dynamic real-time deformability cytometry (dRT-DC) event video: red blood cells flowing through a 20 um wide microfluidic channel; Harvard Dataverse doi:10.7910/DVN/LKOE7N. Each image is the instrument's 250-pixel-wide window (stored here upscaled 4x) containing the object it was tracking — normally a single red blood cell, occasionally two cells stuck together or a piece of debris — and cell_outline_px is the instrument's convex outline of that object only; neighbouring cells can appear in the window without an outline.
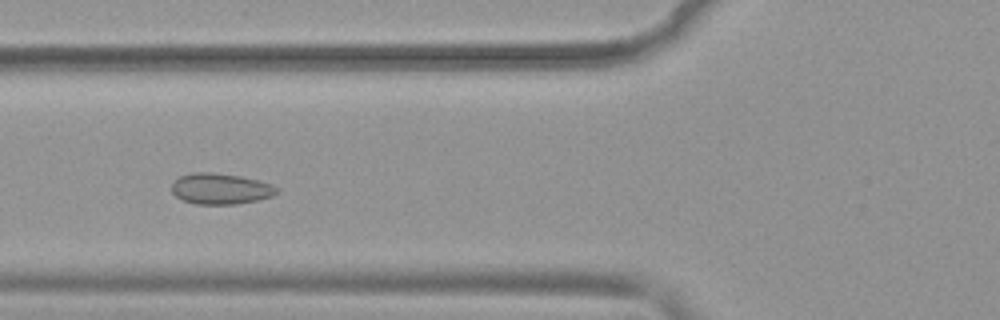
{"species": "common noctule bat (a hibernating species)", "species_latin": "Nyctalus noctula", "temperature_condition": "warm", "stored_images_in_passage": 49, "camera_frame_rate_fps": 3000, "um_per_image_px": 0.085, "animal": {"sex": "female", "body_mass_g": 19.9}, "frame": {"image": 1, "passage_image": 17, "time_ms": 5.333, "image_size_px": [1000, 320], "cell_outline_px": [[280, 192], [272, 196], [256, 200], [236, 204], [196, 204], [184, 200], [176, 196], [172, 192], [172, 184], [180, 176], [192, 172], [212, 172], [240, 176], [272, 184], [280, 188]], "centroid_in_image_um": [18.77, 16.04], "position_along_channel_um": 107.0, "area_um2": 18.9}}
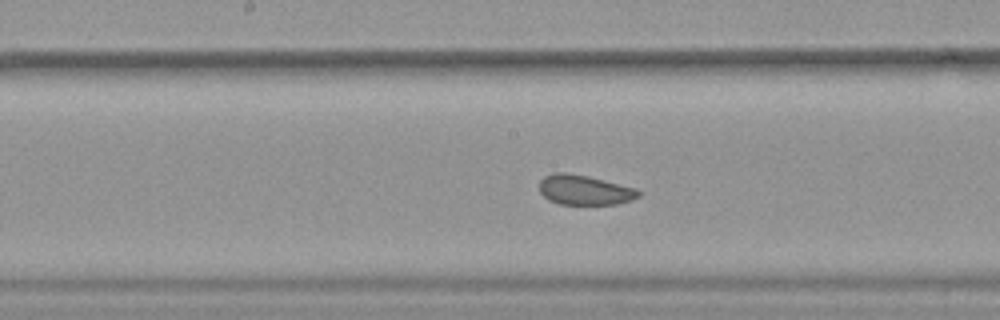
{"frame": {"image": 2, "passage_image": 24, "time_ms": 7.667, "image_size_px": [1000, 320], "cell_outline_px": [[640, 196], [632, 200], [616, 204], [560, 204], [548, 200], [540, 192], [540, 180], [544, 176], [556, 172], [564, 172], [588, 176], [636, 188], [640, 192]], "centroid_in_image_um": [49.68, 16.15], "position_along_channel_um": 198.5, "area_um2": 17.22}}
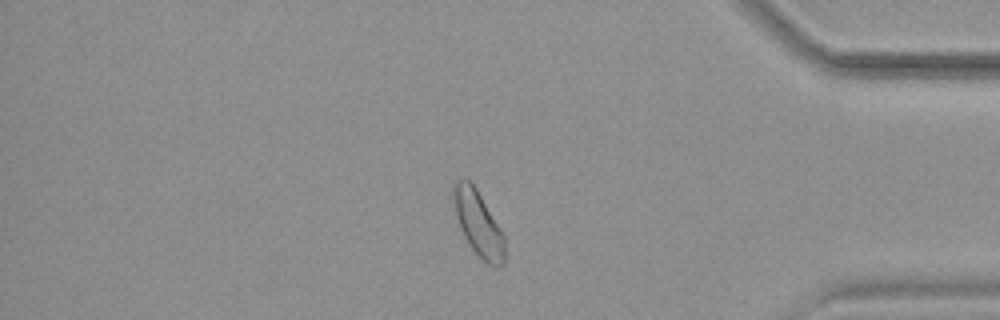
{"frame": {"image": 3, "passage_image": 41, "time_ms": 13.333, "image_size_px": [1000, 320], "cell_outline_px": [[504, 264], [500, 268], [488, 264], [472, 248], [464, 236], [456, 216], [452, 192], [452, 188], [456, 180], [460, 176], [468, 180], [476, 188], [500, 228], [504, 236]], "centroid_in_image_um": [40.64, 18.97], "position_along_channel_um": 394.6, "area_um2": 19.13}}